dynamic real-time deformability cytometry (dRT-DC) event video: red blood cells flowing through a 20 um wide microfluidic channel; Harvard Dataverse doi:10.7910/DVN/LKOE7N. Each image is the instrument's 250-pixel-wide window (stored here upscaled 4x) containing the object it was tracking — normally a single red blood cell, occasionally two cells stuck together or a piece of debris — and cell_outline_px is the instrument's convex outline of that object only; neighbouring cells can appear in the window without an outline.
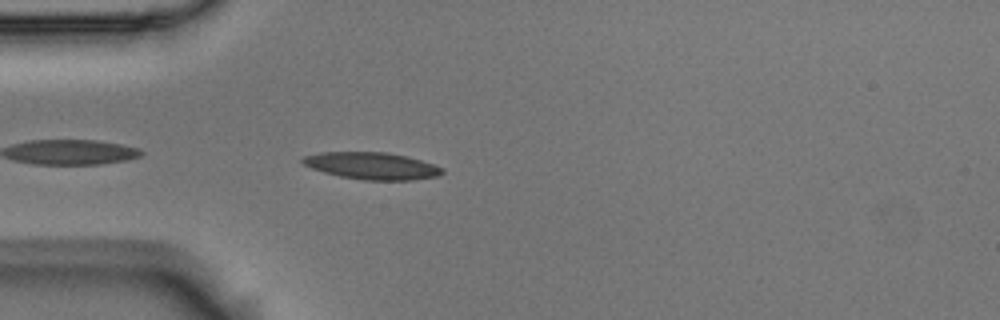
{"species": "Egyptian fruit bat (a non-hibernating species)", "species_latin": "Rousettus aegyptiacus", "temperature_condition": "room temperature", "stored_images_in_passage": 19, "camera_frame_rate_fps": 3000, "um_per_image_px": 0.085, "animal": {"sex": "male"}, "frame": {"image": 1, "passage_image": 2, "time_ms": 0.333, "image_size_px": [1000, 320], "cell_outline_px": [[444, 172], [436, 176], [412, 180], [364, 180], [340, 176], [324, 172], [312, 168], [304, 164], [300, 160], [304, 156], [320, 152], [388, 152], [408, 156], [444, 168]], "centroid_in_image_um": [31.61, 14.09], "position_along_channel_um": 53.4, "area_um2": 21.91}}
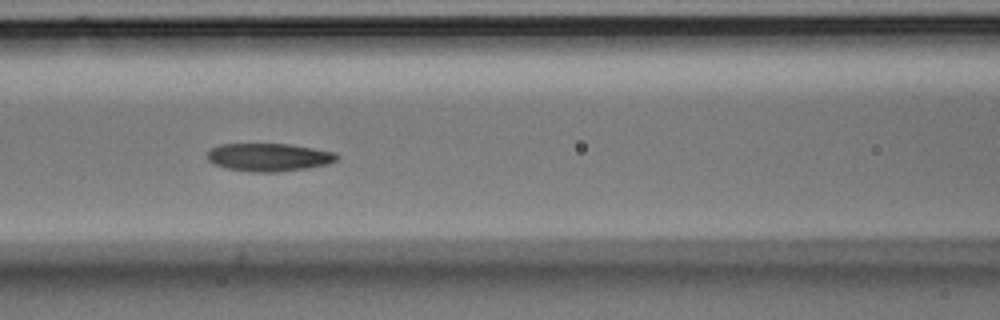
{"frame": {"image": 2, "passage_image": 10, "time_ms": 3.0, "image_size_px": [1000, 320], "cell_outline_px": [[340, 156], [336, 160], [328, 164], [304, 168], [276, 172], [252, 172], [224, 168], [212, 164], [208, 160], [208, 152], [212, 148], [220, 144], [288, 144], [336, 152]], "centroid_in_image_um": [22.83, 13.36], "position_along_channel_um": 143.8, "area_um2": 21.1}}
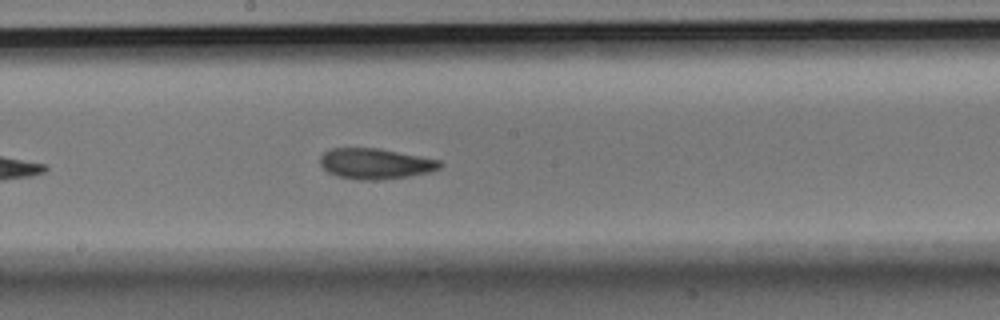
{"frame": {"image": 3, "passage_image": 16, "time_ms": 5.0, "image_size_px": [1000, 320], "cell_outline_px": [[444, 164], [440, 168], [428, 172], [408, 176], [380, 180], [356, 180], [336, 176], [328, 172], [320, 164], [320, 156], [324, 152], [332, 148], [380, 148], [440, 160]], "centroid_in_image_um": [31.89, 13.91], "position_along_channel_um": 216.3, "area_um2": 21.5}}